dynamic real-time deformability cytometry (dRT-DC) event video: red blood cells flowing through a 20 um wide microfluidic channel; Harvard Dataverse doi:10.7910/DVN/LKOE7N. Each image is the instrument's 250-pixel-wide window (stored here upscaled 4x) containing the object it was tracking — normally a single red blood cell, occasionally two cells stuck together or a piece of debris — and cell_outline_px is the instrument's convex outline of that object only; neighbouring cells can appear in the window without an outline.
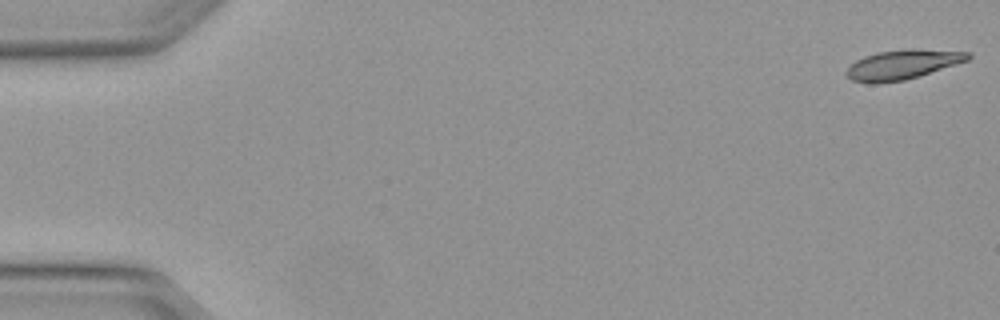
{"species": "Egyptian fruit bat (a non-hibernating species)", "species_latin": "Rousettus aegyptiacus", "temperature_condition": "warm", "stored_images_in_passage": 5, "camera_frame_rate_fps": 3000, "um_per_image_px": 0.085, "animal": {"sex": "female"}, "frame": {"image": 1, "passage_image": 1, "time_ms": 0.0, "image_size_px": [1000, 320], "cell_outline_px": [[972, 56], [968, 60], [904, 80], [876, 84], [868, 84], [852, 80], [844, 72], [856, 60], [864, 56], [876, 52], [908, 48], [912, 48], [972, 52]], "centroid_in_image_um": [76.69, 5.48], "position_along_channel_um": 8.3, "area_um2": 20.98}}
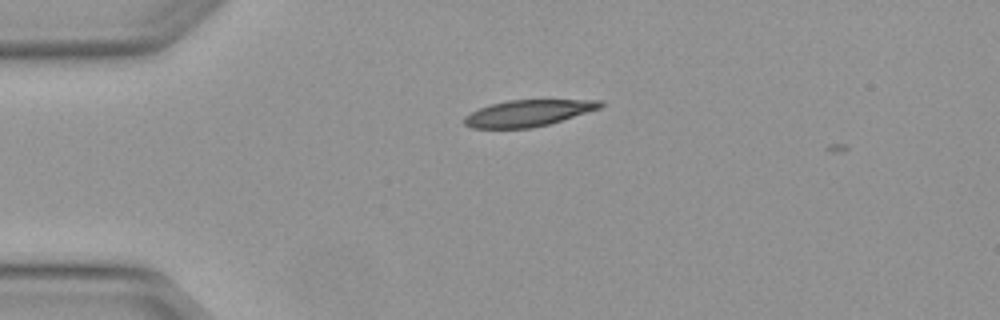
{"frame": {"image": 2, "passage_image": 4, "time_ms": 1.0, "image_size_px": [1000, 320], "cell_outline_px": [[604, 104], [600, 108], [548, 124], [532, 128], [472, 128], [464, 124], [464, 116], [480, 108], [492, 104], [508, 100], [600, 100]], "centroid_in_image_um": [44.87, 9.61], "position_along_channel_um": 40.1, "area_um2": 20.63}}